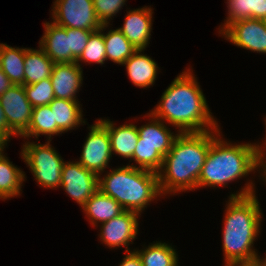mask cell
<instances>
[{
	"instance_id": "277c9868",
	"label": "cell",
	"mask_w": 266,
	"mask_h": 266,
	"mask_svg": "<svg viewBox=\"0 0 266 266\" xmlns=\"http://www.w3.org/2000/svg\"><path fill=\"white\" fill-rule=\"evenodd\" d=\"M221 129L212 130V143L206 156L197 189L227 187L228 183L249 176L260 165L256 157V143L224 141Z\"/></svg>"
},
{
	"instance_id": "f35d334b",
	"label": "cell",
	"mask_w": 266,
	"mask_h": 266,
	"mask_svg": "<svg viewBox=\"0 0 266 266\" xmlns=\"http://www.w3.org/2000/svg\"><path fill=\"white\" fill-rule=\"evenodd\" d=\"M264 265L266 266V255L265 258H263Z\"/></svg>"
},
{
	"instance_id": "5b68a950",
	"label": "cell",
	"mask_w": 266,
	"mask_h": 266,
	"mask_svg": "<svg viewBox=\"0 0 266 266\" xmlns=\"http://www.w3.org/2000/svg\"><path fill=\"white\" fill-rule=\"evenodd\" d=\"M98 189L114 198L126 211L143 213L149 203L162 197L156 172L126 165L98 175Z\"/></svg>"
},
{
	"instance_id": "5bb4252c",
	"label": "cell",
	"mask_w": 266,
	"mask_h": 266,
	"mask_svg": "<svg viewBox=\"0 0 266 266\" xmlns=\"http://www.w3.org/2000/svg\"><path fill=\"white\" fill-rule=\"evenodd\" d=\"M153 10L151 6L129 10L123 25L117 28L136 49L145 50L150 43Z\"/></svg>"
},
{
	"instance_id": "d4e9b609",
	"label": "cell",
	"mask_w": 266,
	"mask_h": 266,
	"mask_svg": "<svg viewBox=\"0 0 266 266\" xmlns=\"http://www.w3.org/2000/svg\"><path fill=\"white\" fill-rule=\"evenodd\" d=\"M174 246L156 241L143 246L141 250L133 249L139 256L142 266H179L178 253Z\"/></svg>"
},
{
	"instance_id": "3957f363",
	"label": "cell",
	"mask_w": 266,
	"mask_h": 266,
	"mask_svg": "<svg viewBox=\"0 0 266 266\" xmlns=\"http://www.w3.org/2000/svg\"><path fill=\"white\" fill-rule=\"evenodd\" d=\"M211 143L212 130L178 133L157 172L163 196L197 189Z\"/></svg>"
},
{
	"instance_id": "d6986e66",
	"label": "cell",
	"mask_w": 266,
	"mask_h": 266,
	"mask_svg": "<svg viewBox=\"0 0 266 266\" xmlns=\"http://www.w3.org/2000/svg\"><path fill=\"white\" fill-rule=\"evenodd\" d=\"M82 209L94 227H98L99 223L109 221L125 211L114 198L102 193L99 189L87 200Z\"/></svg>"
},
{
	"instance_id": "f546056e",
	"label": "cell",
	"mask_w": 266,
	"mask_h": 266,
	"mask_svg": "<svg viewBox=\"0 0 266 266\" xmlns=\"http://www.w3.org/2000/svg\"><path fill=\"white\" fill-rule=\"evenodd\" d=\"M127 0H93L94 10L101 24H110L112 17L123 9Z\"/></svg>"
},
{
	"instance_id": "f1b7e54d",
	"label": "cell",
	"mask_w": 266,
	"mask_h": 266,
	"mask_svg": "<svg viewBox=\"0 0 266 266\" xmlns=\"http://www.w3.org/2000/svg\"><path fill=\"white\" fill-rule=\"evenodd\" d=\"M26 97L34 107L49 105L55 98L50 78L37 83L23 85Z\"/></svg>"
},
{
	"instance_id": "e0dca14e",
	"label": "cell",
	"mask_w": 266,
	"mask_h": 266,
	"mask_svg": "<svg viewBox=\"0 0 266 266\" xmlns=\"http://www.w3.org/2000/svg\"><path fill=\"white\" fill-rule=\"evenodd\" d=\"M98 120L108 131L112 155L131 160L139 139L137 125L125 123L117 127L110 119L100 118Z\"/></svg>"
},
{
	"instance_id": "ba28073f",
	"label": "cell",
	"mask_w": 266,
	"mask_h": 266,
	"mask_svg": "<svg viewBox=\"0 0 266 266\" xmlns=\"http://www.w3.org/2000/svg\"><path fill=\"white\" fill-rule=\"evenodd\" d=\"M52 7V21L59 26L88 31H97L102 26L93 0H55Z\"/></svg>"
},
{
	"instance_id": "83f0119b",
	"label": "cell",
	"mask_w": 266,
	"mask_h": 266,
	"mask_svg": "<svg viewBox=\"0 0 266 266\" xmlns=\"http://www.w3.org/2000/svg\"><path fill=\"white\" fill-rule=\"evenodd\" d=\"M96 63L103 65L106 59V48L103 38V24L97 31H93L90 34L89 40L86 44L80 57L76 60V63L81 67V63ZM80 63V64H79Z\"/></svg>"
},
{
	"instance_id": "d590c367",
	"label": "cell",
	"mask_w": 266,
	"mask_h": 266,
	"mask_svg": "<svg viewBox=\"0 0 266 266\" xmlns=\"http://www.w3.org/2000/svg\"><path fill=\"white\" fill-rule=\"evenodd\" d=\"M224 266H265L263 259H256L252 261H240V262H226Z\"/></svg>"
},
{
	"instance_id": "30bf717a",
	"label": "cell",
	"mask_w": 266,
	"mask_h": 266,
	"mask_svg": "<svg viewBox=\"0 0 266 266\" xmlns=\"http://www.w3.org/2000/svg\"><path fill=\"white\" fill-rule=\"evenodd\" d=\"M60 188L82 207L98 190V175L78 161H65L61 171Z\"/></svg>"
},
{
	"instance_id": "8992f818",
	"label": "cell",
	"mask_w": 266,
	"mask_h": 266,
	"mask_svg": "<svg viewBox=\"0 0 266 266\" xmlns=\"http://www.w3.org/2000/svg\"><path fill=\"white\" fill-rule=\"evenodd\" d=\"M151 121L137 127L139 139L133 157L128 164L136 168L158 172L161 169L164 156L170 151L172 143L179 132H171L167 124L152 114L147 113Z\"/></svg>"
},
{
	"instance_id": "484cf974",
	"label": "cell",
	"mask_w": 266,
	"mask_h": 266,
	"mask_svg": "<svg viewBox=\"0 0 266 266\" xmlns=\"http://www.w3.org/2000/svg\"><path fill=\"white\" fill-rule=\"evenodd\" d=\"M61 135L62 132L58 129L57 124L54 123L53 112L49 105L37 106L32 110L31 123L28 130L21 136L24 139H31L34 137L38 141L40 135H44L48 141H51L52 136Z\"/></svg>"
},
{
	"instance_id": "9c48e42d",
	"label": "cell",
	"mask_w": 266,
	"mask_h": 266,
	"mask_svg": "<svg viewBox=\"0 0 266 266\" xmlns=\"http://www.w3.org/2000/svg\"><path fill=\"white\" fill-rule=\"evenodd\" d=\"M88 129L89 132L78 162L97 175H102L112 159L108 131L98 119Z\"/></svg>"
},
{
	"instance_id": "836d02e7",
	"label": "cell",
	"mask_w": 266,
	"mask_h": 266,
	"mask_svg": "<svg viewBox=\"0 0 266 266\" xmlns=\"http://www.w3.org/2000/svg\"><path fill=\"white\" fill-rule=\"evenodd\" d=\"M264 122H265V129H266V116H265ZM263 142L264 143H262V144H260V143L255 144L256 157H257L259 165H261L263 162L266 161V138Z\"/></svg>"
},
{
	"instance_id": "2e32d148",
	"label": "cell",
	"mask_w": 266,
	"mask_h": 266,
	"mask_svg": "<svg viewBox=\"0 0 266 266\" xmlns=\"http://www.w3.org/2000/svg\"><path fill=\"white\" fill-rule=\"evenodd\" d=\"M44 34L39 41V46L54 63H73L76 58L70 49L69 36L66 27L52 22H44Z\"/></svg>"
},
{
	"instance_id": "7a4b0ae2",
	"label": "cell",
	"mask_w": 266,
	"mask_h": 266,
	"mask_svg": "<svg viewBox=\"0 0 266 266\" xmlns=\"http://www.w3.org/2000/svg\"><path fill=\"white\" fill-rule=\"evenodd\" d=\"M248 181L240 192L230 194L225 204L222 231L224 263L260 259L253 246L262 229L264 216L255 194V183Z\"/></svg>"
},
{
	"instance_id": "e575fe53",
	"label": "cell",
	"mask_w": 266,
	"mask_h": 266,
	"mask_svg": "<svg viewBox=\"0 0 266 266\" xmlns=\"http://www.w3.org/2000/svg\"><path fill=\"white\" fill-rule=\"evenodd\" d=\"M14 84L0 68V96L4 94Z\"/></svg>"
},
{
	"instance_id": "d6a6232c",
	"label": "cell",
	"mask_w": 266,
	"mask_h": 266,
	"mask_svg": "<svg viewBox=\"0 0 266 266\" xmlns=\"http://www.w3.org/2000/svg\"><path fill=\"white\" fill-rule=\"evenodd\" d=\"M119 266H142V263L138 254L133 250L126 252V255L124 256Z\"/></svg>"
},
{
	"instance_id": "cb8c5ba5",
	"label": "cell",
	"mask_w": 266,
	"mask_h": 266,
	"mask_svg": "<svg viewBox=\"0 0 266 266\" xmlns=\"http://www.w3.org/2000/svg\"><path fill=\"white\" fill-rule=\"evenodd\" d=\"M25 48L0 43V68L14 85H24Z\"/></svg>"
},
{
	"instance_id": "1f68e13d",
	"label": "cell",
	"mask_w": 266,
	"mask_h": 266,
	"mask_svg": "<svg viewBox=\"0 0 266 266\" xmlns=\"http://www.w3.org/2000/svg\"><path fill=\"white\" fill-rule=\"evenodd\" d=\"M0 138L8 143L10 142V127L8 126L3 107L0 104Z\"/></svg>"
},
{
	"instance_id": "6da1fadb",
	"label": "cell",
	"mask_w": 266,
	"mask_h": 266,
	"mask_svg": "<svg viewBox=\"0 0 266 266\" xmlns=\"http://www.w3.org/2000/svg\"><path fill=\"white\" fill-rule=\"evenodd\" d=\"M185 69L162 93L150 114L176 127L177 132H205L220 129L192 71Z\"/></svg>"
},
{
	"instance_id": "8fae6325",
	"label": "cell",
	"mask_w": 266,
	"mask_h": 266,
	"mask_svg": "<svg viewBox=\"0 0 266 266\" xmlns=\"http://www.w3.org/2000/svg\"><path fill=\"white\" fill-rule=\"evenodd\" d=\"M0 104L10 127V138L11 136L21 137L28 130L33 110L23 85L10 87L0 96Z\"/></svg>"
},
{
	"instance_id": "4fadbf2b",
	"label": "cell",
	"mask_w": 266,
	"mask_h": 266,
	"mask_svg": "<svg viewBox=\"0 0 266 266\" xmlns=\"http://www.w3.org/2000/svg\"><path fill=\"white\" fill-rule=\"evenodd\" d=\"M141 214L134 211H124L119 216L100 225V242L111 248L125 246V252L132 251L129 245L133 244L139 231V217Z\"/></svg>"
},
{
	"instance_id": "4dcf8cb0",
	"label": "cell",
	"mask_w": 266,
	"mask_h": 266,
	"mask_svg": "<svg viewBox=\"0 0 266 266\" xmlns=\"http://www.w3.org/2000/svg\"><path fill=\"white\" fill-rule=\"evenodd\" d=\"M66 32L67 36H69L71 53L76 59H78L85 49L90 34L93 31L66 28Z\"/></svg>"
},
{
	"instance_id": "603a6c76",
	"label": "cell",
	"mask_w": 266,
	"mask_h": 266,
	"mask_svg": "<svg viewBox=\"0 0 266 266\" xmlns=\"http://www.w3.org/2000/svg\"><path fill=\"white\" fill-rule=\"evenodd\" d=\"M25 172L15 166L8 157L0 154V199L6 200L22 194V183L25 182Z\"/></svg>"
},
{
	"instance_id": "7402d4cb",
	"label": "cell",
	"mask_w": 266,
	"mask_h": 266,
	"mask_svg": "<svg viewBox=\"0 0 266 266\" xmlns=\"http://www.w3.org/2000/svg\"><path fill=\"white\" fill-rule=\"evenodd\" d=\"M225 3L228 5V12L224 23L218 28L219 35L233 22L249 18H266V0H227Z\"/></svg>"
},
{
	"instance_id": "52a82bcc",
	"label": "cell",
	"mask_w": 266,
	"mask_h": 266,
	"mask_svg": "<svg viewBox=\"0 0 266 266\" xmlns=\"http://www.w3.org/2000/svg\"><path fill=\"white\" fill-rule=\"evenodd\" d=\"M48 141L45 144L26 141L21 149L26 163L38 185L56 189L61 185V171L64 160Z\"/></svg>"
},
{
	"instance_id": "4316f807",
	"label": "cell",
	"mask_w": 266,
	"mask_h": 266,
	"mask_svg": "<svg viewBox=\"0 0 266 266\" xmlns=\"http://www.w3.org/2000/svg\"><path fill=\"white\" fill-rule=\"evenodd\" d=\"M110 24H103V38L106 48V59L116 64L123 63L138 49H136L119 29H110L104 33Z\"/></svg>"
},
{
	"instance_id": "44dd1931",
	"label": "cell",
	"mask_w": 266,
	"mask_h": 266,
	"mask_svg": "<svg viewBox=\"0 0 266 266\" xmlns=\"http://www.w3.org/2000/svg\"><path fill=\"white\" fill-rule=\"evenodd\" d=\"M38 47L25 48L24 85L34 84L51 76L55 63Z\"/></svg>"
},
{
	"instance_id": "74e56055",
	"label": "cell",
	"mask_w": 266,
	"mask_h": 266,
	"mask_svg": "<svg viewBox=\"0 0 266 266\" xmlns=\"http://www.w3.org/2000/svg\"><path fill=\"white\" fill-rule=\"evenodd\" d=\"M7 145H8L7 142H5L4 140L0 138V154H2V152L4 151V148H6Z\"/></svg>"
},
{
	"instance_id": "9a60e30c",
	"label": "cell",
	"mask_w": 266,
	"mask_h": 266,
	"mask_svg": "<svg viewBox=\"0 0 266 266\" xmlns=\"http://www.w3.org/2000/svg\"><path fill=\"white\" fill-rule=\"evenodd\" d=\"M50 80L55 98L78 101L83 83V69L76 62L55 63Z\"/></svg>"
},
{
	"instance_id": "ac0fdd59",
	"label": "cell",
	"mask_w": 266,
	"mask_h": 266,
	"mask_svg": "<svg viewBox=\"0 0 266 266\" xmlns=\"http://www.w3.org/2000/svg\"><path fill=\"white\" fill-rule=\"evenodd\" d=\"M144 49H138L124 63L130 81L137 87L146 89L154 85L157 78L158 64L147 54ZM143 52V53H141Z\"/></svg>"
},
{
	"instance_id": "ffe728a7",
	"label": "cell",
	"mask_w": 266,
	"mask_h": 266,
	"mask_svg": "<svg viewBox=\"0 0 266 266\" xmlns=\"http://www.w3.org/2000/svg\"><path fill=\"white\" fill-rule=\"evenodd\" d=\"M79 101L54 98L49 104L54 116V123L62 132L74 130L86 124Z\"/></svg>"
},
{
	"instance_id": "7c38bea8",
	"label": "cell",
	"mask_w": 266,
	"mask_h": 266,
	"mask_svg": "<svg viewBox=\"0 0 266 266\" xmlns=\"http://www.w3.org/2000/svg\"><path fill=\"white\" fill-rule=\"evenodd\" d=\"M221 36L234 45L266 54V25L261 19H242L229 24Z\"/></svg>"
},
{
	"instance_id": "8d00e7d4",
	"label": "cell",
	"mask_w": 266,
	"mask_h": 266,
	"mask_svg": "<svg viewBox=\"0 0 266 266\" xmlns=\"http://www.w3.org/2000/svg\"><path fill=\"white\" fill-rule=\"evenodd\" d=\"M262 168V169H261ZM260 171L261 173L259 172V174L261 176L259 177H262V180L266 182V161L263 162L261 165H260ZM263 172V173H262ZM266 184V183H265Z\"/></svg>"
}]
</instances>
